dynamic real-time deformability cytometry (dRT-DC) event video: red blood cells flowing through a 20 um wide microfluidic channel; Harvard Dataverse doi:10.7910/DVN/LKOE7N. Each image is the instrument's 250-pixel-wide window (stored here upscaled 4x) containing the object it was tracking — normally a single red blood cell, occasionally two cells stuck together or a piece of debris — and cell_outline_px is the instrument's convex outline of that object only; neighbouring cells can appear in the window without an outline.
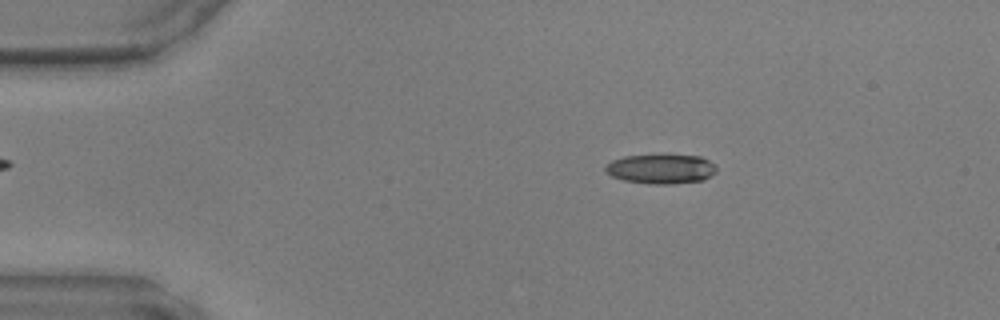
{"species": "common noctule bat (a hibernating species)", "species_latin": "Nyctalus noctula", "temperature_condition": "warm", "stored_images_in_passage": 15, "camera_frame_rate_fps": 3000, "um_per_image_px": 0.085, "animal": {"sex": "male", "body_mass_g": 17.9, "forearm_length_mm": 54.2}, "frame": {"image": 1, "passage_image": 8, "time_ms": 2.333, "image_size_px": [1000, 320], "cell_outline_px": [[716, 172], [704, 180], [672, 184], [652, 184], [624, 180], [612, 176], [604, 172], [604, 164], [612, 160], [624, 156], [664, 152], [700, 156], [716, 164]], "centroid_in_image_um": [56.17, 14.31], "position_along_channel_um": 28.8, "area_um2": 20.11}}
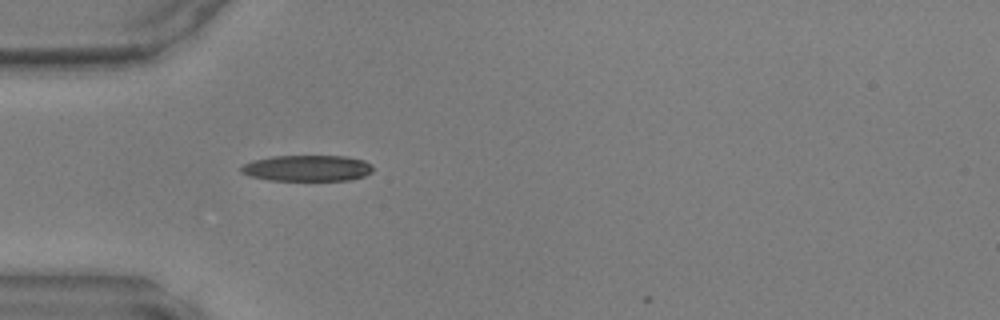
{"frame": {"image": 2, "passage_image": 14, "time_ms": 4.333, "image_size_px": [1000, 320], "cell_outline_px": [[372, 172], [364, 176], [352, 180], [268, 180], [248, 176], [240, 172], [240, 168], [244, 164], [252, 160], [272, 156], [344, 156], [364, 160], [372, 164]], "centroid_in_image_um": [26.1, 14.29], "position_along_channel_um": 58.9, "area_um2": 20.17}}